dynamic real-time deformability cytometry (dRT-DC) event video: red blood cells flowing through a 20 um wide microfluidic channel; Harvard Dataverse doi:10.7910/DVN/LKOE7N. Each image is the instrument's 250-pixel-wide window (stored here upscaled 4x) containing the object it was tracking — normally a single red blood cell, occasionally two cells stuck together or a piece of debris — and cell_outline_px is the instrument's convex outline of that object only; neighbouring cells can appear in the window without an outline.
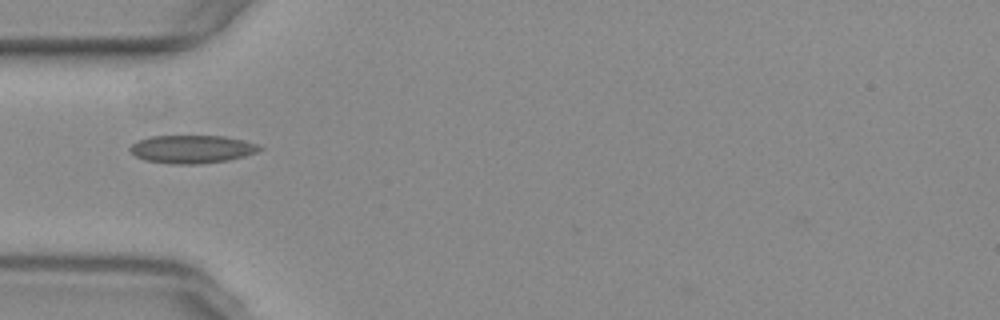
{"species": "common noctule bat (a hibernating species)", "species_latin": "Nyctalus noctula", "temperature_condition": "warm", "stored_images_in_passage": 32, "camera_frame_rate_fps": 3000, "um_per_image_px": 0.085, "animal": {"sex": "female", "body_mass_g": 29.2, "forearm_length_mm": 56.3}, "frame": {"image": 1, "passage_image": 1, "time_ms": 0.0, "image_size_px": [1000, 320], "cell_outline_px": [[264, 148], [256, 152], [244, 156], [228, 160], [196, 164], [172, 164], [144, 160], [136, 156], [128, 148], [132, 144], [148, 136], [224, 136], [244, 140], [256, 144]], "centroid_in_image_um": [16.31, 12.67], "position_along_channel_um": 68.7, "area_um2": 21.1}}
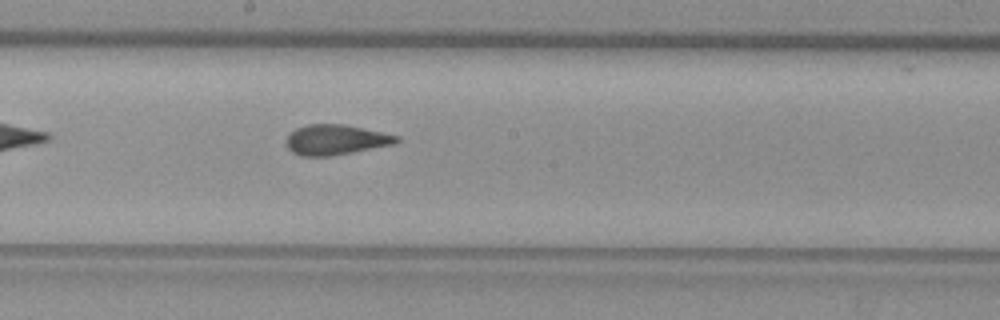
{"frame": {"image": 2, "passage_image": 13, "time_ms": 4.0, "image_size_px": [1000, 320], "cell_outline_px": [[400, 140], [396, 144], [352, 152], [328, 156], [300, 156], [292, 152], [288, 148], [288, 136], [296, 128], [308, 124], [344, 124], [364, 128], [400, 136]], "centroid_in_image_um": [28.58, 11.87], "position_along_channel_um": 219.6, "area_um2": 19.31}}
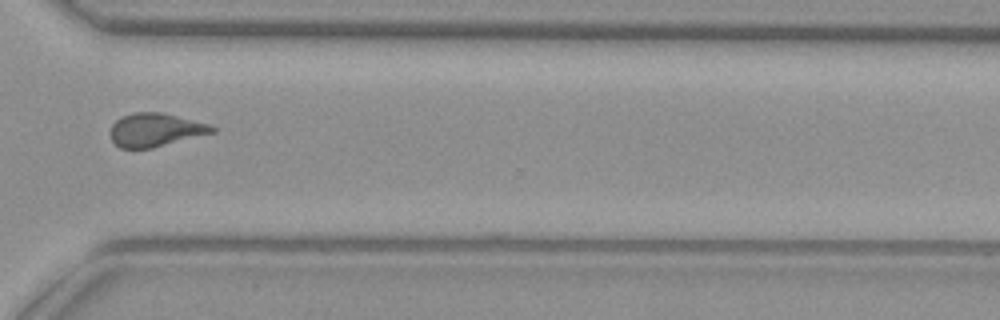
{"frame": {"image": 3, "passage_image": 24, "time_ms": 7.667, "image_size_px": [1000, 320], "cell_outline_px": [[216, 132], [152, 148], [120, 148], [112, 140], [108, 132], [112, 124], [120, 116], [132, 112], [160, 112], [208, 124], [216, 128]], "centroid_in_image_um": [13.16, 11.04], "position_along_channel_um": 357.4, "area_um2": 19.83}, "authors_computed_cell_mechanics": {"area_um2": 19.8543, "velocity_mm_per_s": 3.7626, "shape_relaxation_time_tau1_ms": null, "shape_relaxation_time_tau2_ms": 1.2858, "deformation_change_tau1": null, "deformation_change_tau2": 0.064}}